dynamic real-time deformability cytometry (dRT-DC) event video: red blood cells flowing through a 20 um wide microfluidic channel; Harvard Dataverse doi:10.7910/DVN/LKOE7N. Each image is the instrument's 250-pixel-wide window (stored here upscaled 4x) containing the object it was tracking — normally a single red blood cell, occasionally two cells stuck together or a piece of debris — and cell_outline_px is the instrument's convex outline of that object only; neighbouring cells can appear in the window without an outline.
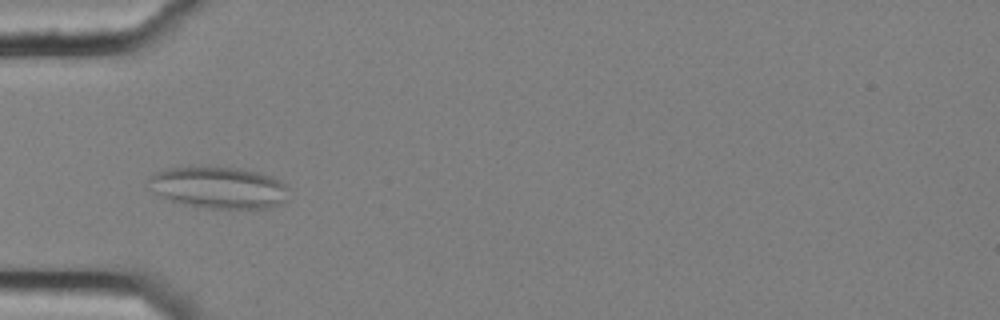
{"species": "common noctule bat (a hibernating species)", "species_latin": "Nyctalus noctula", "temperature_condition": "cold", "stored_images_in_passage": 11, "camera_frame_rate_fps": 3000, "um_per_image_px": 0.085, "animal": {"sex": "female", "body_mass_g": 25.1}, "frame": {"image": 1, "passage_image": 4, "time_ms": 1.0, "image_size_px": [1000, 320], "cell_outline_px": [[288, 188], [284, 200], [280, 204], [272, 208], [212, 208], [184, 204], [168, 200], [156, 192], [148, 180], [148, 176], [156, 172], [172, 168], [236, 168], [256, 172], [272, 176], [288, 184]], "centroid_in_image_um": [18.64, 15.96], "position_along_channel_um": 66.4, "area_um2": 33.41}}